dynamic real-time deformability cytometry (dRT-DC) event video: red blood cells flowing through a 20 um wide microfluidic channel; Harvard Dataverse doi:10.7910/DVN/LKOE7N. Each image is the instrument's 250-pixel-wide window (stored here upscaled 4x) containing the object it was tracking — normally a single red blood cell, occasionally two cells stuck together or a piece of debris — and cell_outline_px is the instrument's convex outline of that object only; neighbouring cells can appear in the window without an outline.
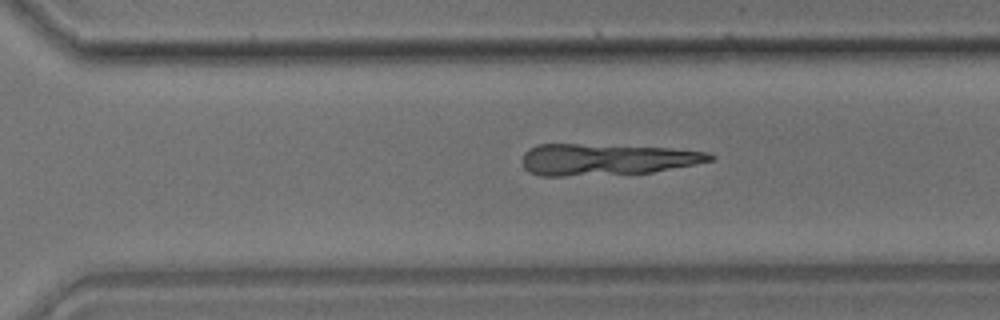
{"species": "common noctule bat (a hibernating species)", "species_latin": "Nyctalus noctula", "temperature_condition": "room temperature", "stored_images_in_passage": 38, "camera_frame_rate_fps": 3000, "um_per_image_px": 0.085, "animal": {"sex": "male", "body_mass_g": 17.9}, "frame": {"image": 1, "passage_image": 32, "time_ms": 10.333, "image_size_px": [1000, 320], "cell_outline_px": [[716, 156], [712, 160], [696, 164], [652, 172], [564, 176], [540, 176], [528, 172], [524, 168], [524, 152], [528, 148], [536, 144], [576, 144], [668, 148], [708, 152]], "centroid_in_image_um": [51.52, 13.55], "position_along_channel_um": 319.1, "area_um2": 34.16}}